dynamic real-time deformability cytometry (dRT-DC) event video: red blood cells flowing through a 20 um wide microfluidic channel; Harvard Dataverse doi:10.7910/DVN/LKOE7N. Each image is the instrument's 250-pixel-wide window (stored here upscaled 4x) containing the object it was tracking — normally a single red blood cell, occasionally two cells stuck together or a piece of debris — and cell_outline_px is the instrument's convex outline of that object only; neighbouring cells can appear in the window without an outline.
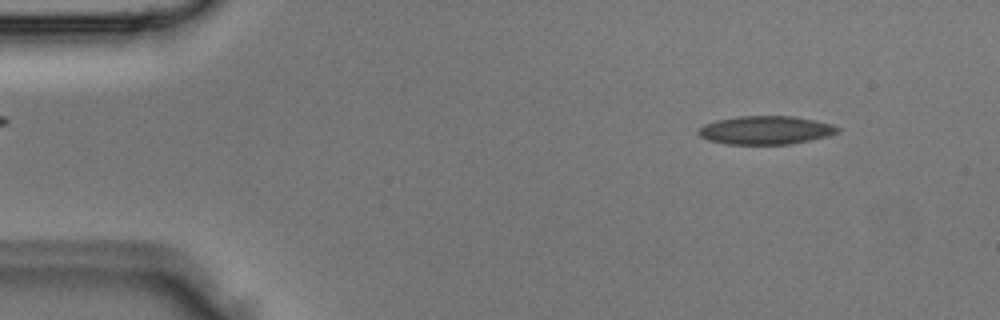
{"species": "Egyptian fruit bat (a non-hibernating species)", "species_latin": "Rousettus aegyptiacus", "temperature_condition": "room temperature", "stored_images_in_passage": 2, "segment_of_instrument_passage": [2, 2], "camera_frame_rate_fps": 3000, "um_per_image_px": 0.085, "animal": {"sex": "male"}, "frame": {"image": 1, "passage_image": 2, "time_ms": 0.333, "image_size_px": [1000, 320], "cell_outline_px": [[840, 132], [828, 136], [792, 144], [724, 144], [708, 140], [700, 136], [696, 132], [704, 124], [716, 120], [740, 116], [792, 116], [832, 124], [840, 128]], "centroid_in_image_um": [65.07, 11.07], "position_along_channel_um": 19.9, "area_um2": 23.06}}